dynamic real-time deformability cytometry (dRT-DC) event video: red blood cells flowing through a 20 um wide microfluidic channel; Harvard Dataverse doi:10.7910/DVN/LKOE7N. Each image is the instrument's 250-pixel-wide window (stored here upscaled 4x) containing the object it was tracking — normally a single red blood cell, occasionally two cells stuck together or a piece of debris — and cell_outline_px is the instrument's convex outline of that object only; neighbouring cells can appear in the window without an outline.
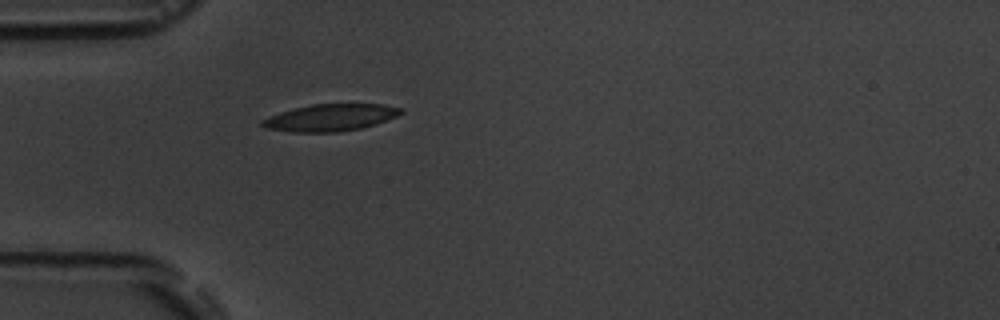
{"species": "common noctule bat (a hibernating species)", "species_latin": "Nyctalus noctula", "temperature_condition": "room temperature", "stored_images_in_passage": 4, "camera_frame_rate_fps": 3000, "um_per_image_px": 0.085, "animal": {"sex": "male", "body_mass_g": 19.5, "forearm_length_mm": 54.6}, "frame": {"image": 1, "passage_image": 4, "time_ms": 4.667, "image_size_px": [1000, 320], "cell_outline_px": [[404, 112], [396, 116], [376, 124], [360, 128], [336, 132], [292, 132], [264, 128], [260, 124], [260, 120], [268, 116], [280, 112], [312, 104], [384, 104], [404, 108]], "centroid_in_image_um": [28.07, 9.99], "position_along_channel_um": 56.9, "area_um2": 21.85}}